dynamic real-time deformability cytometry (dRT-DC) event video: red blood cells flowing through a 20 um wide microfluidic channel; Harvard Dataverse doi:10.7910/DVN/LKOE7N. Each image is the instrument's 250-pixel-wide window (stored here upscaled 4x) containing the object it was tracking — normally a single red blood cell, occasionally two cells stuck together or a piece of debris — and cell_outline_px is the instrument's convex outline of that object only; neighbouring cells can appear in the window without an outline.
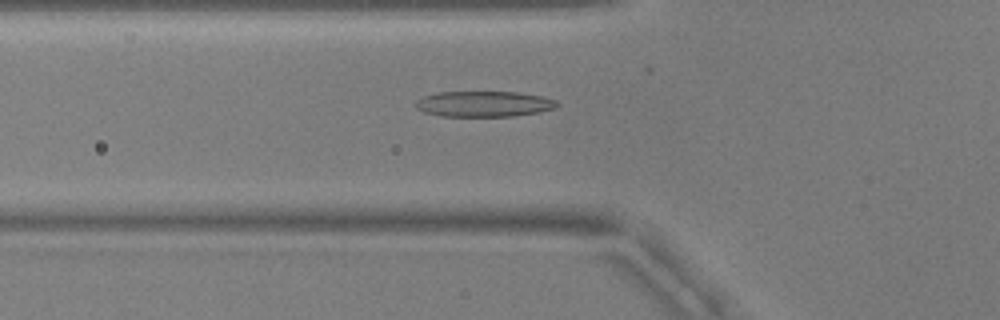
{"species": "common noctule bat (a hibernating species)", "species_latin": "Nyctalus noctula", "temperature_condition": "warm", "stored_images_in_passage": 44, "camera_frame_rate_fps": 3000, "um_per_image_px": 0.085, "animal": {"sex": "male", "body_mass_g": 17.9, "forearm_length_mm": 54.2}, "frame": {"image": 1, "passage_image": 20, "time_ms": 6.333, "image_size_px": [1000, 320], "cell_outline_px": [[560, 104], [556, 108], [540, 112], [512, 116], [440, 116], [424, 112], [416, 108], [416, 100], [424, 96], [436, 92], [516, 92], [544, 96], [556, 100]], "centroid_in_image_um": [41.16, 8.83], "position_along_channel_um": 84.6, "area_um2": 21.27}}
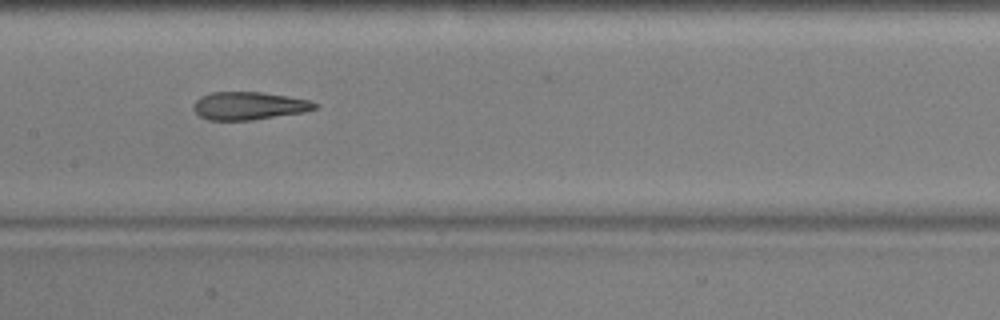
{"frame": {"image": 2, "passage_image": 28, "time_ms": 9.0, "image_size_px": [1000, 320], "cell_outline_px": [[316, 108], [304, 112], [252, 120], [208, 120], [200, 116], [192, 108], [192, 104], [200, 96], [212, 92], [264, 92], [288, 96], [308, 100], [316, 104]], "centroid_in_image_um": [21.11, 8.99], "position_along_channel_um": 186.3, "area_um2": 19.71}}
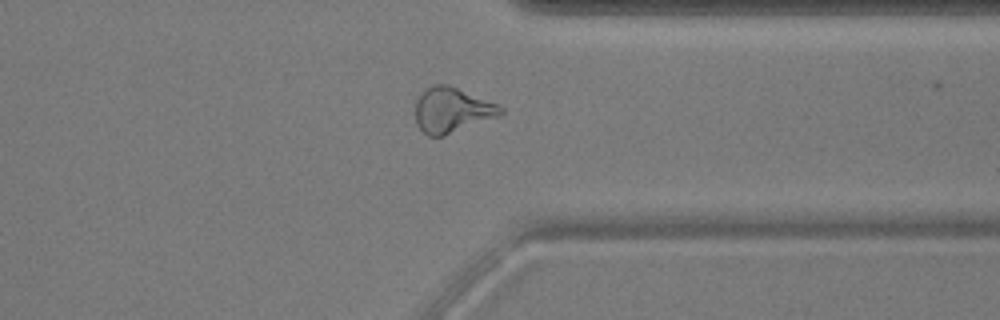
{"frame": {"image": 3, "passage_image": 43, "time_ms": 14.0, "image_size_px": [1000, 320], "cell_outline_px": [[504, 112], [496, 116], [444, 136], [428, 136], [416, 124], [416, 100], [424, 88], [432, 84], [448, 84], [496, 104], [504, 108]], "centroid_in_image_um": [38.36, 9.34], "position_along_channel_um": 373.0, "area_um2": 22.08}}